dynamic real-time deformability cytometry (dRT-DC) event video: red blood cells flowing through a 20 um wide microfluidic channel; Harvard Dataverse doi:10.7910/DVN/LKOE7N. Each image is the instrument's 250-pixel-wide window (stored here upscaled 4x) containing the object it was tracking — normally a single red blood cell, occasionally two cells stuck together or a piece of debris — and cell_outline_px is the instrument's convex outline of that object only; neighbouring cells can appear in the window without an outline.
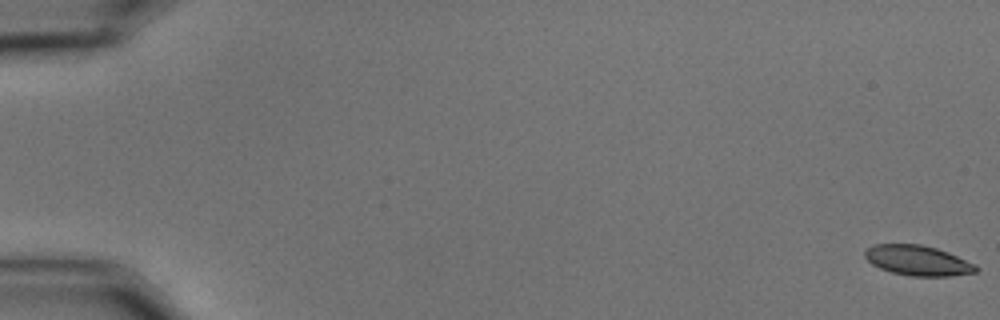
{"species": "common noctule bat (a hibernating species)", "species_latin": "Nyctalus noctula", "temperature_condition": "cold", "stored_images_in_passage": 60, "camera_frame_rate_fps": 3000, "um_per_image_px": 0.085, "animal": {"sex": "male", "body_mass_g": 15.6}, "frame": {"image": 1, "passage_image": 1, "time_ms": 0.0, "image_size_px": [1000, 320], "cell_outline_px": [[980, 268], [976, 272], [948, 276], [912, 276], [892, 272], [880, 268], [872, 264], [864, 256], [864, 252], [872, 244], [920, 244], [936, 248], [948, 252], [976, 264]], "centroid_in_image_um": [78.02, 22.13], "position_along_channel_um": 7.0, "area_um2": 19.48}}
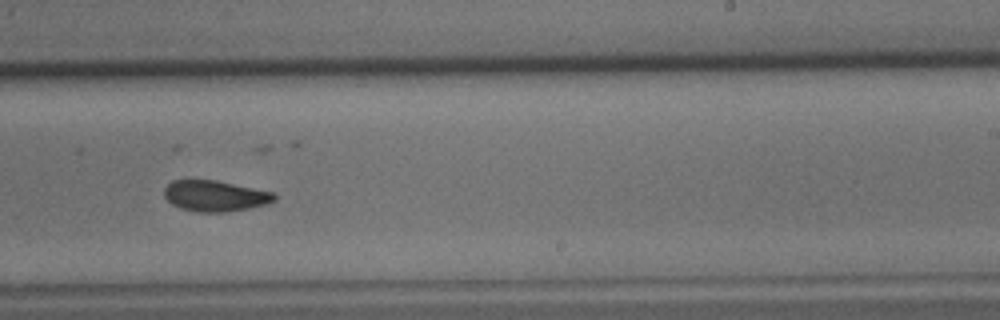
{"frame": {"image": 2, "passage_image": 38, "time_ms": 12.333, "image_size_px": [1000, 320], "cell_outline_px": [[276, 200], [268, 204], [248, 208], [224, 212], [196, 212], [180, 208], [172, 204], [164, 196], [164, 188], [172, 180], [216, 180], [272, 192], [276, 196]], "centroid_in_image_um": [18.26, 16.65], "position_along_channel_um": 270.7, "area_um2": 19.77}}
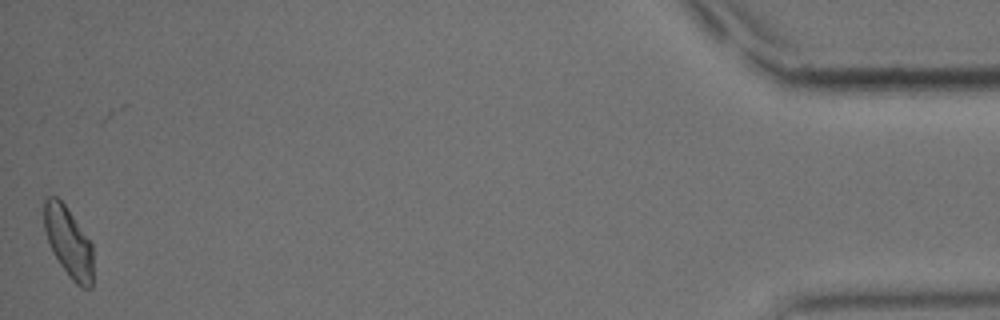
{"frame": {"image": 3, "passage_image": 59, "time_ms": 19.333, "image_size_px": [1000, 320], "cell_outline_px": [[92, 288], [80, 288], [68, 276], [52, 252], [44, 228], [44, 196], [56, 196], [64, 204], [92, 244]], "centroid_in_image_um": [5.81, 20.59], "position_along_channel_um": 429.4, "area_um2": 19.94}, "authors_computed_cell_mechanics": {"area_um2": 20.2878, "velocity_mm_per_s": 3.4754, "shape_relaxation_time_tau1_ms": 3.0684, "shape_relaxation_time_tau2_ms": 3.7315, "deformation_change_tau1": 0.1213, "deformation_change_tau2": 0.0893}}